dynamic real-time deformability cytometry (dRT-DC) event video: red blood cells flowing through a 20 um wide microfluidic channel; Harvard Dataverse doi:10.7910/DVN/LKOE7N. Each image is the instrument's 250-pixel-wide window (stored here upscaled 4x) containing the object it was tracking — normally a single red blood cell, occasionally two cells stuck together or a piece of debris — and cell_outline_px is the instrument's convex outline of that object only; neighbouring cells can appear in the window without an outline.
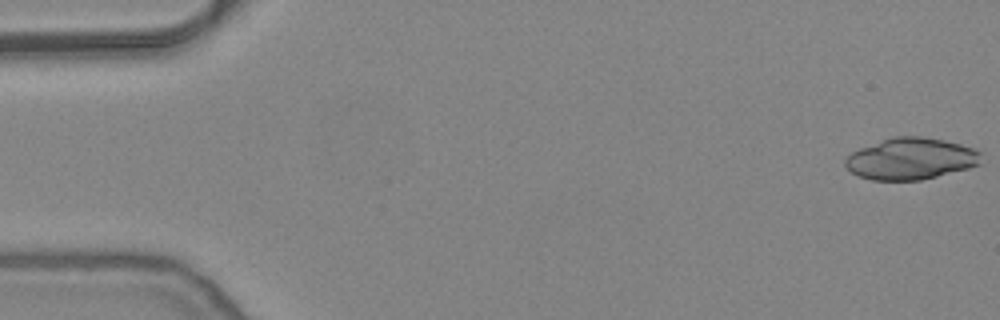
{"species": "common noctule bat (a hibernating species)", "species_latin": "Nyctalus noctula", "temperature_condition": "warm", "stored_images_in_passage": 19, "camera_frame_rate_fps": 3000, "um_per_image_px": 0.085, "animal": {"sex": "female", "body_mass_g": 24.6, "forearm_length_mm": 56.2}, "frame": {"image": 1, "passage_image": 1, "time_ms": 0.0, "image_size_px": [1000, 320], "cell_outline_px": [[980, 164], [968, 168], [920, 180], [872, 180], [860, 176], [852, 172], [844, 164], [844, 160], [852, 152], [860, 148], [892, 136], [920, 136], [944, 140], [960, 144], [972, 148], [980, 152]], "centroid_in_image_um": [77.4, 13.49], "position_along_channel_um": 7.6, "area_um2": 32.66}}